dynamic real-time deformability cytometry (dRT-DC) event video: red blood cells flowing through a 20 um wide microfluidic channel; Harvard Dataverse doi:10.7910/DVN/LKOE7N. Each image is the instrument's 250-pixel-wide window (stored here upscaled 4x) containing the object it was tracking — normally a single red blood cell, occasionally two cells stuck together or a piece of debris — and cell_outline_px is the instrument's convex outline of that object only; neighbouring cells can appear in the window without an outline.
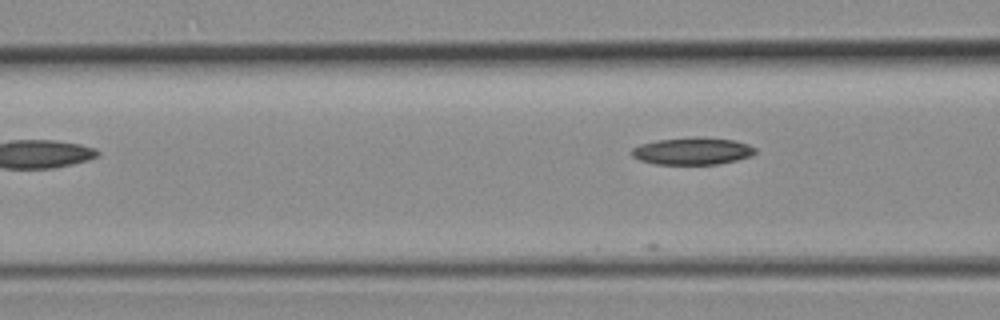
{"species": "common noctule bat (a hibernating species)", "species_latin": "Nyctalus noctula", "temperature_condition": "room temperature", "stored_images_in_passage": 17, "camera_frame_rate_fps": 3000, "um_per_image_px": 0.085, "animal": {"sex": "female", "body_mass_g": 19.3, "forearm_length_mm": 54.1}, "frame": {"image": 1, "passage_image": 5, "time_ms": 1.333, "image_size_px": [1000, 320], "cell_outline_px": [[756, 152], [752, 156], [736, 160], [716, 164], [656, 164], [640, 160], [632, 156], [628, 152], [632, 148], [640, 144], [656, 140], [696, 136], [700, 136], [736, 140], [748, 144], [756, 148]], "centroid_in_image_um": [58.85, 12.82], "position_along_channel_um": 107.8, "area_um2": 19.88}}
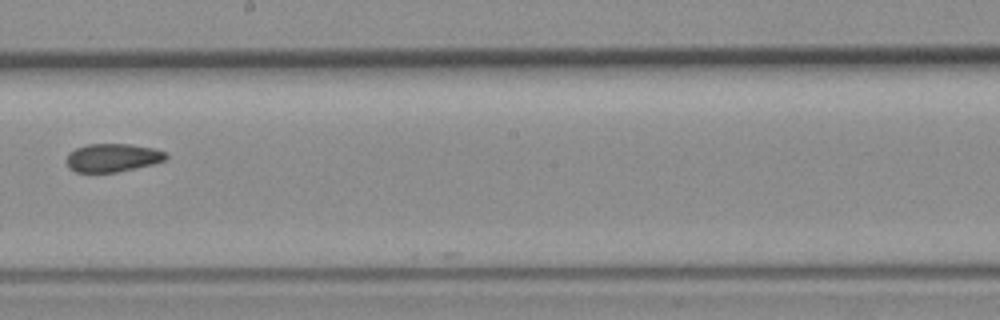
{"frame": {"image": 2, "passage_image": 15, "time_ms": 4.667, "image_size_px": [1000, 320], "cell_outline_px": [[168, 156], [164, 160], [152, 164], [116, 172], [76, 172], [68, 168], [68, 156], [76, 148], [88, 144], [128, 144], [152, 148], [164, 152]], "centroid_in_image_um": [9.56, 13.41], "position_along_channel_um": 238.6, "area_um2": 16.01}}